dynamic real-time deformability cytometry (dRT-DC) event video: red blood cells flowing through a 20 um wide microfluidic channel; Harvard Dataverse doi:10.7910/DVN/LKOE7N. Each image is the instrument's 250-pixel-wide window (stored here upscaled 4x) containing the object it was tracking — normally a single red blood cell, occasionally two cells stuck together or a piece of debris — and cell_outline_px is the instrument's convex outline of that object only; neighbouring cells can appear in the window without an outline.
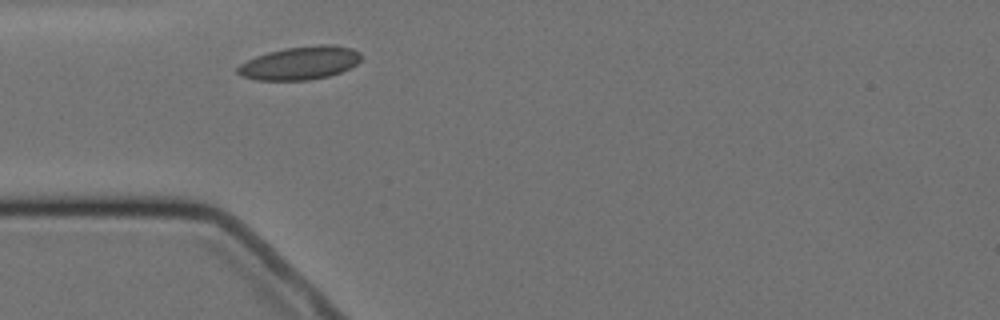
{"species": "Egyptian fruit bat (a non-hibernating species)", "species_latin": "Rousettus aegyptiacus", "temperature_condition": "cold", "stored_images_in_passage": 3, "camera_frame_rate_fps": 3000, "um_per_image_px": 0.085, "animal": {"sex": "female"}, "frame": {"image": 1, "passage_image": 1, "time_ms": 0.0, "image_size_px": [1000, 320], "cell_outline_px": [[360, 60], [356, 64], [340, 72], [328, 76], [308, 80], [256, 80], [240, 76], [236, 72], [236, 68], [240, 64], [256, 56], [268, 52], [284, 48], [316, 44], [332, 44], [352, 48], [360, 52]], "centroid_in_image_um": [25.48, 5.35], "position_along_channel_um": 59.5, "area_um2": 23.99}}
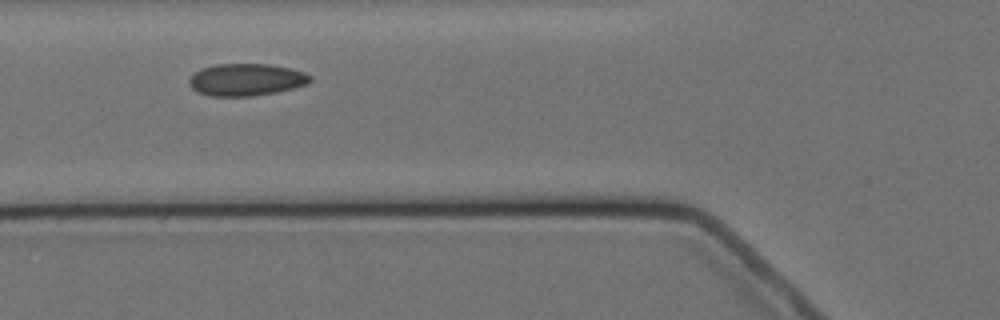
{"frame": {"image": 2, "passage_image": 2, "time_ms": 1.333, "image_size_px": [1000, 320], "cell_outline_px": [[312, 80], [308, 84], [276, 92], [252, 96], [208, 96], [196, 92], [188, 84], [188, 80], [200, 68], [216, 64], [268, 64], [288, 68], [304, 72], [312, 76]], "centroid_in_image_um": [20.9, 6.78], "position_along_channel_um": 104.9, "area_um2": 22.77}}
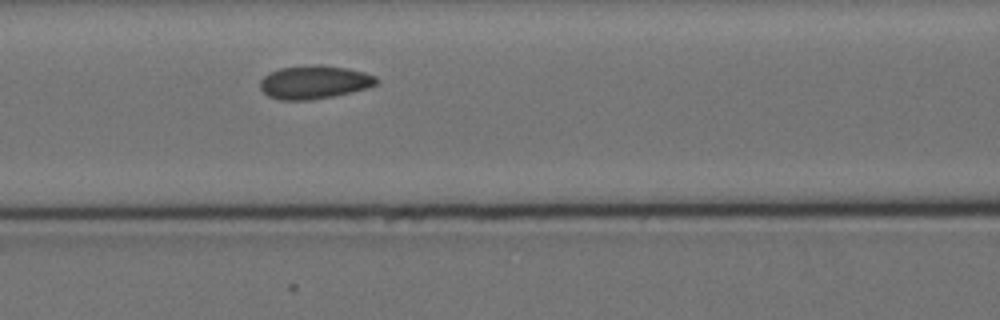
{"frame": {"image": 3, "passage_image": 3, "time_ms": 2.333, "image_size_px": [1000, 320], "cell_outline_px": [[380, 80], [376, 84], [368, 88], [332, 96], [308, 100], [280, 100], [268, 96], [260, 88], [260, 80], [264, 76], [280, 68], [308, 64], [320, 64], [348, 68], [364, 72], [376, 76]], "centroid_in_image_um": [26.73, 6.97], "position_along_channel_um": 139.9, "area_um2": 22.72}}